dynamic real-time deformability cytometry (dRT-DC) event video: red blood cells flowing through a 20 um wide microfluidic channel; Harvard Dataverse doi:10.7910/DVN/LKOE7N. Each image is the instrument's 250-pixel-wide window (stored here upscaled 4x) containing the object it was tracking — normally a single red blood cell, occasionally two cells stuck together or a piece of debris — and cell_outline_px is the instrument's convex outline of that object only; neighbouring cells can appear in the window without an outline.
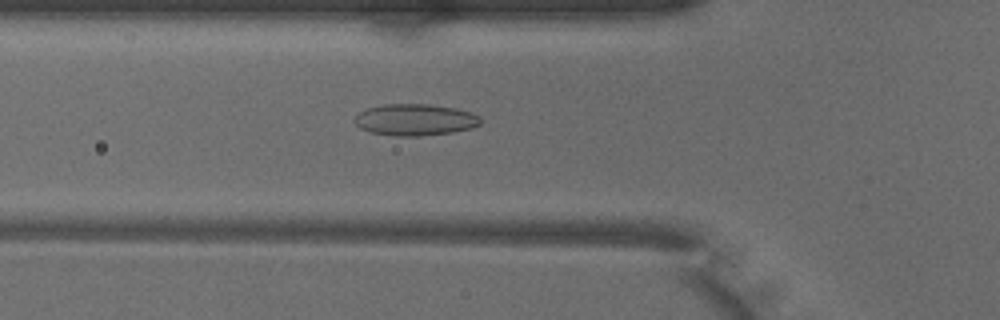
{"species": "common noctule bat (a hibernating species)", "species_latin": "Nyctalus noctula", "temperature_condition": "warm", "stored_images_in_passage": 49, "camera_frame_rate_fps": 3000, "um_per_image_px": 0.085, "animal": {"sex": "male", "body_mass_g": 18.8}, "frame": {"image": 1, "passage_image": 16, "time_ms": 5.0, "image_size_px": [1000, 320], "cell_outline_px": [[480, 124], [472, 128], [452, 132], [420, 136], [396, 136], [368, 132], [360, 128], [352, 120], [360, 112], [368, 108], [384, 104], [428, 104], [456, 108], [472, 112], [480, 116]], "centroid_in_image_um": [35.28, 10.18], "position_along_channel_um": 90.5, "area_um2": 23.29}}
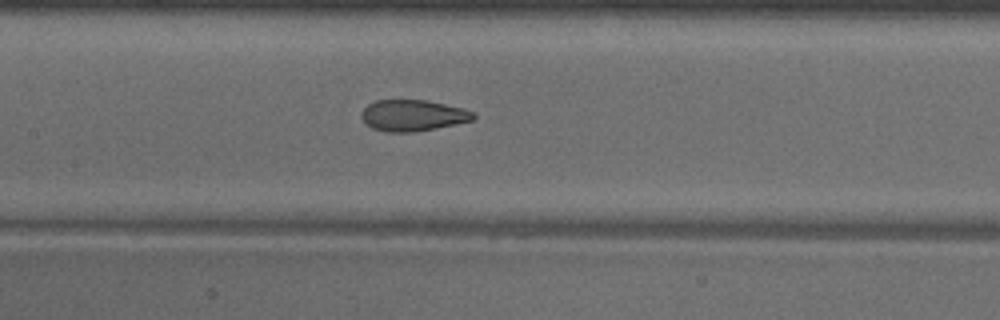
{"frame": {"image": 2, "passage_image": 22, "time_ms": 7.0, "image_size_px": [1000, 320], "cell_outline_px": [[476, 116], [472, 120], [456, 124], [416, 132], [384, 132], [372, 128], [364, 124], [360, 116], [360, 112], [368, 104], [376, 100], [428, 100], [464, 108], [476, 112]], "centroid_in_image_um": [35.08, 9.81], "position_along_channel_um": 172.3, "area_um2": 20.75}}
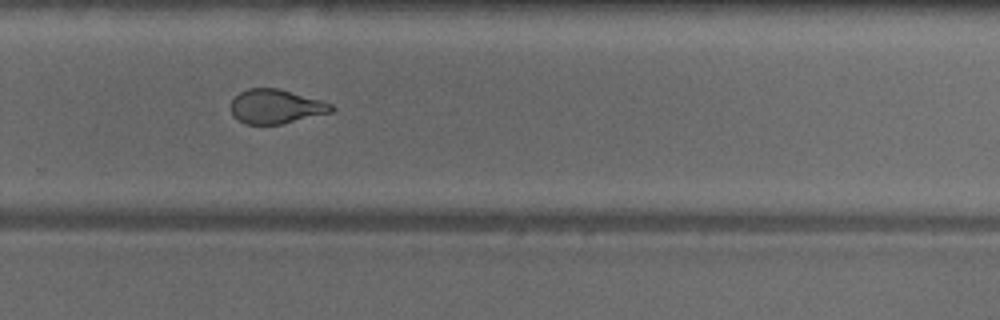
{"frame": {"image": 3, "passage_image": 32, "time_ms": 10.333, "image_size_px": [1000, 320], "cell_outline_px": [[336, 108], [332, 112], [280, 124], [244, 124], [232, 116], [232, 100], [240, 92], [248, 88], [280, 88], [320, 100], [332, 104]], "centroid_in_image_um": [23.45, 9.05], "position_along_channel_um": 306.3, "area_um2": 20.0}, "authors_computed_cell_mechanics": {"area_um2": 22.9466, "velocity_mm_per_s": 4.0322, "shape_relaxation_time_tau1_ms": 8.7292, "shape_relaxation_time_tau2_ms": 1.5237, "deformation_change_tau1": 0.2113, "deformation_change_tau2": 0.0869}}